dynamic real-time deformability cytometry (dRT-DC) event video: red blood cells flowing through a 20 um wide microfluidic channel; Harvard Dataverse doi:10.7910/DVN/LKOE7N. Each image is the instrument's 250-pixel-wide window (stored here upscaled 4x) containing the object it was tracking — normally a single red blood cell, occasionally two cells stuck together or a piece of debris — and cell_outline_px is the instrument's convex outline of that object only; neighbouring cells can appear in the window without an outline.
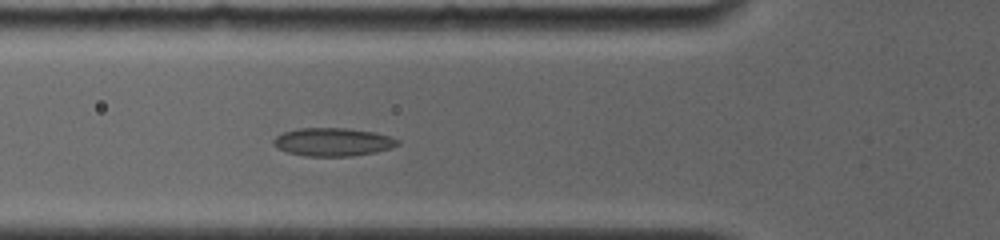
{"species": "common noctule bat (a hibernating species)", "species_latin": "Nyctalus noctula", "temperature_condition": "room temperature", "stored_images_in_passage": 4, "camera_frame_rate_fps": 4000, "um_per_image_px": 0.085, "animal": {"sex": "female", "body_mass_g": 19.0, "forearm_length_mm": 56.7}, "frame": {"image": 1, "passage_image": 3, "time_ms": 0.5, "image_size_px": [1000, 240], "cell_outline_px": [[400, 144], [376, 152], [352, 156], [304, 156], [288, 152], [276, 148], [272, 144], [272, 140], [276, 136], [284, 132], [296, 128], [348, 128], [372, 132], [388, 136], [400, 140]], "centroid_in_image_um": [28.25, 12.07], "position_along_channel_um": 97.6, "area_um2": 20.4}}